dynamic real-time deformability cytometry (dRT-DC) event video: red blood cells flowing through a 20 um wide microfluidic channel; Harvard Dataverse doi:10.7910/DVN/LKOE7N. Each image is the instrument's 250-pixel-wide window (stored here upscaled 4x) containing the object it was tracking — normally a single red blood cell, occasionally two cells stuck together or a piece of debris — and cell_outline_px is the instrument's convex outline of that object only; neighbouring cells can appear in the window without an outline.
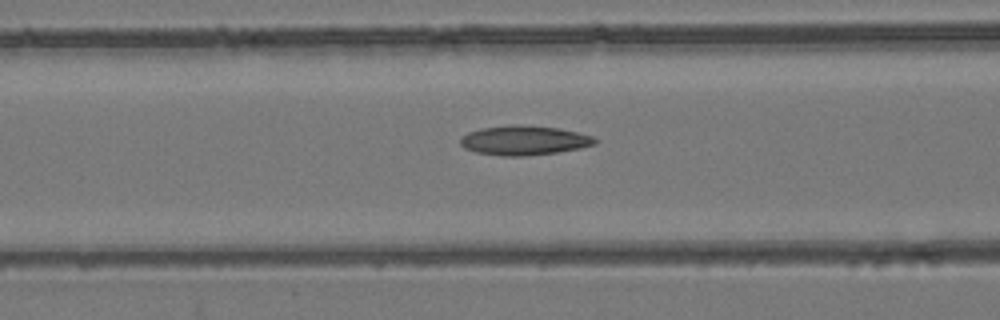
{"species": "common noctule bat (a hibernating species)", "species_latin": "Nyctalus noctula", "temperature_condition": "room temperature", "stored_images_in_passage": 36, "camera_frame_rate_fps": 3000, "um_per_image_px": 0.085, "animal": {"sex": "female", "body_mass_g": 24.6, "forearm_length_mm": 56.2}, "frame": {"image": 1, "passage_image": 5, "time_ms": 1.333, "image_size_px": [1000, 320], "cell_outline_px": [[596, 144], [580, 148], [556, 152], [528, 156], [504, 156], [476, 152], [464, 148], [460, 144], [460, 140], [468, 132], [480, 128], [556, 128], [576, 132], [592, 136], [596, 140]], "centroid_in_image_um": [44.55, 11.99], "position_along_channel_um": 122.0, "area_um2": 21.79}}
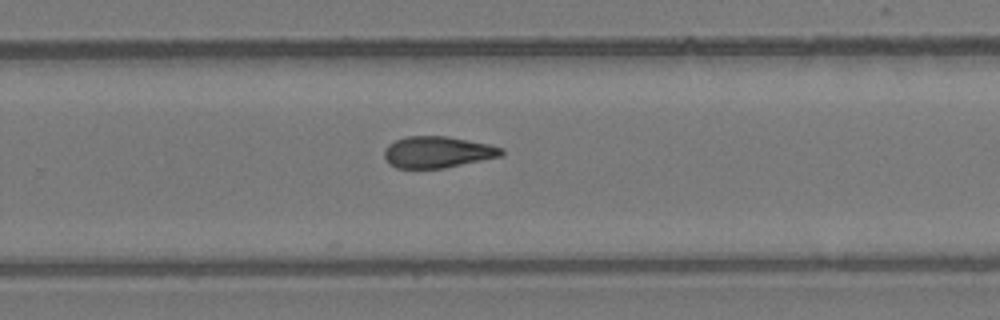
{"frame": {"image": 2, "passage_image": 18, "time_ms": 5.667, "image_size_px": [1000, 320], "cell_outline_px": [[504, 156], [444, 168], [396, 168], [388, 164], [384, 156], [384, 148], [388, 144], [404, 136], [448, 136], [488, 144], [504, 148]], "centroid_in_image_um": [37.19, 12.93], "position_along_channel_um": 292.6, "area_um2": 21.73}}
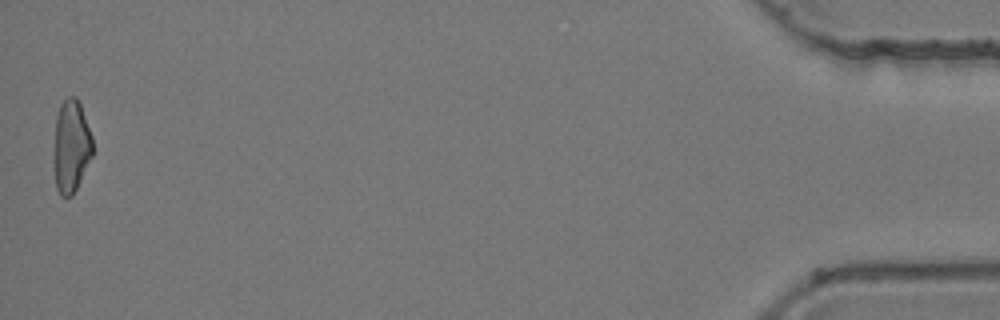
{"frame": {"image": 3, "passage_image": 36, "time_ms": 11.667, "image_size_px": [1000, 320], "cell_outline_px": [[92, 156], [72, 196], [60, 196], [56, 188], [56, 116], [60, 104], [68, 96], [76, 96], [80, 104], [92, 136]], "centroid_in_image_um": [6.08, 12.4], "position_along_channel_um": 429.1, "area_um2": 20.17}, "authors_computed_cell_mechanics": {"area_um2": 21.7617, "velocity_mm_per_s": 3.9448, "shape_relaxation_time_tau1_ms": null, "shape_relaxation_time_tau2_ms": 6.836, "deformation_change_tau1": null, "deformation_change_tau2": 0.1656}}